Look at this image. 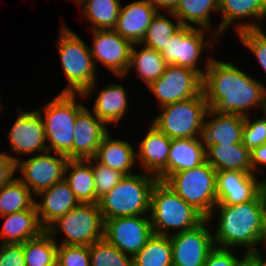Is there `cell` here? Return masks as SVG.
<instances>
[{
	"instance_id": "cell-1",
	"label": "cell",
	"mask_w": 266,
	"mask_h": 266,
	"mask_svg": "<svg viewBox=\"0 0 266 266\" xmlns=\"http://www.w3.org/2000/svg\"><path fill=\"white\" fill-rule=\"evenodd\" d=\"M202 91L208 108L218 114L248 116L257 107L266 112V86L233 62L213 56L203 76Z\"/></svg>"
},
{
	"instance_id": "cell-2",
	"label": "cell",
	"mask_w": 266,
	"mask_h": 266,
	"mask_svg": "<svg viewBox=\"0 0 266 266\" xmlns=\"http://www.w3.org/2000/svg\"><path fill=\"white\" fill-rule=\"evenodd\" d=\"M216 212L218 223L213 231L216 247L234 250L243 247L247 255L261 252L257 246L264 244L266 236V187L251 201L236 205L217 203L207 218L211 223Z\"/></svg>"
},
{
	"instance_id": "cell-3",
	"label": "cell",
	"mask_w": 266,
	"mask_h": 266,
	"mask_svg": "<svg viewBox=\"0 0 266 266\" xmlns=\"http://www.w3.org/2000/svg\"><path fill=\"white\" fill-rule=\"evenodd\" d=\"M57 48L68 85L61 93L88 98L97 89L96 66L88 46L65 22L62 23Z\"/></svg>"
},
{
	"instance_id": "cell-4",
	"label": "cell",
	"mask_w": 266,
	"mask_h": 266,
	"mask_svg": "<svg viewBox=\"0 0 266 266\" xmlns=\"http://www.w3.org/2000/svg\"><path fill=\"white\" fill-rule=\"evenodd\" d=\"M149 213L154 234L164 236L195 228L205 219L199 211L160 180L152 187Z\"/></svg>"
},
{
	"instance_id": "cell-5",
	"label": "cell",
	"mask_w": 266,
	"mask_h": 266,
	"mask_svg": "<svg viewBox=\"0 0 266 266\" xmlns=\"http://www.w3.org/2000/svg\"><path fill=\"white\" fill-rule=\"evenodd\" d=\"M157 180V177L145 172L125 175L98 200L103 220L148 214L151 190Z\"/></svg>"
},
{
	"instance_id": "cell-6",
	"label": "cell",
	"mask_w": 266,
	"mask_h": 266,
	"mask_svg": "<svg viewBox=\"0 0 266 266\" xmlns=\"http://www.w3.org/2000/svg\"><path fill=\"white\" fill-rule=\"evenodd\" d=\"M78 94L59 93L37 110L44 122L48 151L73 159L74 124L77 115L85 108L76 102ZM44 114H43V113Z\"/></svg>"
},
{
	"instance_id": "cell-7",
	"label": "cell",
	"mask_w": 266,
	"mask_h": 266,
	"mask_svg": "<svg viewBox=\"0 0 266 266\" xmlns=\"http://www.w3.org/2000/svg\"><path fill=\"white\" fill-rule=\"evenodd\" d=\"M159 115L150 122L170 139L201 138L208 111L204 93L187 100L161 106Z\"/></svg>"
},
{
	"instance_id": "cell-8",
	"label": "cell",
	"mask_w": 266,
	"mask_h": 266,
	"mask_svg": "<svg viewBox=\"0 0 266 266\" xmlns=\"http://www.w3.org/2000/svg\"><path fill=\"white\" fill-rule=\"evenodd\" d=\"M216 170L207 162L169 175L163 182L208 218L217 204Z\"/></svg>"
},
{
	"instance_id": "cell-9",
	"label": "cell",
	"mask_w": 266,
	"mask_h": 266,
	"mask_svg": "<svg viewBox=\"0 0 266 266\" xmlns=\"http://www.w3.org/2000/svg\"><path fill=\"white\" fill-rule=\"evenodd\" d=\"M46 231L55 240L63 234L59 245L89 246L104 236V220L98 203H79L54 221Z\"/></svg>"
},
{
	"instance_id": "cell-10",
	"label": "cell",
	"mask_w": 266,
	"mask_h": 266,
	"mask_svg": "<svg viewBox=\"0 0 266 266\" xmlns=\"http://www.w3.org/2000/svg\"><path fill=\"white\" fill-rule=\"evenodd\" d=\"M206 33L204 28L183 26L176 35L171 37V41L161 53L166 64L192 69L203 78L213 57H207L204 61V69L198 67L200 57L206 48H213L214 41L218 38L216 34L212 33L206 40Z\"/></svg>"
},
{
	"instance_id": "cell-11",
	"label": "cell",
	"mask_w": 266,
	"mask_h": 266,
	"mask_svg": "<svg viewBox=\"0 0 266 266\" xmlns=\"http://www.w3.org/2000/svg\"><path fill=\"white\" fill-rule=\"evenodd\" d=\"M203 78L192 69L167 65L164 73L154 81L148 90L155 95L158 106L183 101L200 95Z\"/></svg>"
},
{
	"instance_id": "cell-12",
	"label": "cell",
	"mask_w": 266,
	"mask_h": 266,
	"mask_svg": "<svg viewBox=\"0 0 266 266\" xmlns=\"http://www.w3.org/2000/svg\"><path fill=\"white\" fill-rule=\"evenodd\" d=\"M210 224L205 218L195 228L170 235L173 266H204L215 248Z\"/></svg>"
},
{
	"instance_id": "cell-13",
	"label": "cell",
	"mask_w": 266,
	"mask_h": 266,
	"mask_svg": "<svg viewBox=\"0 0 266 266\" xmlns=\"http://www.w3.org/2000/svg\"><path fill=\"white\" fill-rule=\"evenodd\" d=\"M154 232L150 216L136 215L104 220V238L132 258L145 246Z\"/></svg>"
},
{
	"instance_id": "cell-14",
	"label": "cell",
	"mask_w": 266,
	"mask_h": 266,
	"mask_svg": "<svg viewBox=\"0 0 266 266\" xmlns=\"http://www.w3.org/2000/svg\"><path fill=\"white\" fill-rule=\"evenodd\" d=\"M46 151L32 155L26 160L16 162L18 177L29 190L37 195L40 191L50 188L54 183L64 179L65 168L69 158L65 155ZM57 154V155H56Z\"/></svg>"
},
{
	"instance_id": "cell-15",
	"label": "cell",
	"mask_w": 266,
	"mask_h": 266,
	"mask_svg": "<svg viewBox=\"0 0 266 266\" xmlns=\"http://www.w3.org/2000/svg\"><path fill=\"white\" fill-rule=\"evenodd\" d=\"M18 116L8 133L10 141L11 155L10 158L17 162L20 157L18 155H34L48 151L46 141L45 127L40 112L35 109L32 111H23L18 109Z\"/></svg>"
},
{
	"instance_id": "cell-16",
	"label": "cell",
	"mask_w": 266,
	"mask_h": 266,
	"mask_svg": "<svg viewBox=\"0 0 266 266\" xmlns=\"http://www.w3.org/2000/svg\"><path fill=\"white\" fill-rule=\"evenodd\" d=\"M90 53L96 63H102L116 77H127L132 44L115 30H92Z\"/></svg>"
},
{
	"instance_id": "cell-17",
	"label": "cell",
	"mask_w": 266,
	"mask_h": 266,
	"mask_svg": "<svg viewBox=\"0 0 266 266\" xmlns=\"http://www.w3.org/2000/svg\"><path fill=\"white\" fill-rule=\"evenodd\" d=\"M257 178L255 173L217 171V203L236 205L253 200L266 187V180Z\"/></svg>"
},
{
	"instance_id": "cell-18",
	"label": "cell",
	"mask_w": 266,
	"mask_h": 266,
	"mask_svg": "<svg viewBox=\"0 0 266 266\" xmlns=\"http://www.w3.org/2000/svg\"><path fill=\"white\" fill-rule=\"evenodd\" d=\"M218 13L222 15L221 23L213 33L219 38L231 28V24H235L236 20H239L235 26L237 33L248 29H258L261 28L258 22H262L266 17V0H219ZM249 17L258 22L250 21V19L245 22L244 19Z\"/></svg>"
},
{
	"instance_id": "cell-19",
	"label": "cell",
	"mask_w": 266,
	"mask_h": 266,
	"mask_svg": "<svg viewBox=\"0 0 266 266\" xmlns=\"http://www.w3.org/2000/svg\"><path fill=\"white\" fill-rule=\"evenodd\" d=\"M147 133L138 144L136 159L141 169L164 181L167 178V160L171 146V139L153 124L147 127Z\"/></svg>"
},
{
	"instance_id": "cell-20",
	"label": "cell",
	"mask_w": 266,
	"mask_h": 266,
	"mask_svg": "<svg viewBox=\"0 0 266 266\" xmlns=\"http://www.w3.org/2000/svg\"><path fill=\"white\" fill-rule=\"evenodd\" d=\"M108 127L85 107L74 124L73 159L94 158Z\"/></svg>"
},
{
	"instance_id": "cell-21",
	"label": "cell",
	"mask_w": 266,
	"mask_h": 266,
	"mask_svg": "<svg viewBox=\"0 0 266 266\" xmlns=\"http://www.w3.org/2000/svg\"><path fill=\"white\" fill-rule=\"evenodd\" d=\"M37 196H42L41 201L35 202V205L39 221L45 230L59 217L79 204L64 179L40 191Z\"/></svg>"
},
{
	"instance_id": "cell-22",
	"label": "cell",
	"mask_w": 266,
	"mask_h": 266,
	"mask_svg": "<svg viewBox=\"0 0 266 266\" xmlns=\"http://www.w3.org/2000/svg\"><path fill=\"white\" fill-rule=\"evenodd\" d=\"M158 10L148 0L121 5L114 30L131 44L141 43Z\"/></svg>"
},
{
	"instance_id": "cell-23",
	"label": "cell",
	"mask_w": 266,
	"mask_h": 266,
	"mask_svg": "<svg viewBox=\"0 0 266 266\" xmlns=\"http://www.w3.org/2000/svg\"><path fill=\"white\" fill-rule=\"evenodd\" d=\"M244 123L245 116L218 114L208 109L203 123L202 141L204 144L241 143Z\"/></svg>"
},
{
	"instance_id": "cell-24",
	"label": "cell",
	"mask_w": 266,
	"mask_h": 266,
	"mask_svg": "<svg viewBox=\"0 0 266 266\" xmlns=\"http://www.w3.org/2000/svg\"><path fill=\"white\" fill-rule=\"evenodd\" d=\"M1 217L5 220L0 232V243L22 244L45 231L39 221L36 205Z\"/></svg>"
},
{
	"instance_id": "cell-25",
	"label": "cell",
	"mask_w": 266,
	"mask_h": 266,
	"mask_svg": "<svg viewBox=\"0 0 266 266\" xmlns=\"http://www.w3.org/2000/svg\"><path fill=\"white\" fill-rule=\"evenodd\" d=\"M206 161L216 171H241L253 173L250 150L241 143L204 144Z\"/></svg>"
},
{
	"instance_id": "cell-26",
	"label": "cell",
	"mask_w": 266,
	"mask_h": 266,
	"mask_svg": "<svg viewBox=\"0 0 266 266\" xmlns=\"http://www.w3.org/2000/svg\"><path fill=\"white\" fill-rule=\"evenodd\" d=\"M119 83H109L98 91L92 112L105 125L118 124L128 112V93Z\"/></svg>"
},
{
	"instance_id": "cell-27",
	"label": "cell",
	"mask_w": 266,
	"mask_h": 266,
	"mask_svg": "<svg viewBox=\"0 0 266 266\" xmlns=\"http://www.w3.org/2000/svg\"><path fill=\"white\" fill-rule=\"evenodd\" d=\"M94 159L124 175L133 174L136 164V149L126 140L113 139L110 131L102 138Z\"/></svg>"
},
{
	"instance_id": "cell-28",
	"label": "cell",
	"mask_w": 266,
	"mask_h": 266,
	"mask_svg": "<svg viewBox=\"0 0 266 266\" xmlns=\"http://www.w3.org/2000/svg\"><path fill=\"white\" fill-rule=\"evenodd\" d=\"M206 161L202 138L171 139L167 160V177L173 173L199 166Z\"/></svg>"
},
{
	"instance_id": "cell-29",
	"label": "cell",
	"mask_w": 266,
	"mask_h": 266,
	"mask_svg": "<svg viewBox=\"0 0 266 266\" xmlns=\"http://www.w3.org/2000/svg\"><path fill=\"white\" fill-rule=\"evenodd\" d=\"M64 180L79 203H96L92 159H69L65 168Z\"/></svg>"
},
{
	"instance_id": "cell-30",
	"label": "cell",
	"mask_w": 266,
	"mask_h": 266,
	"mask_svg": "<svg viewBox=\"0 0 266 266\" xmlns=\"http://www.w3.org/2000/svg\"><path fill=\"white\" fill-rule=\"evenodd\" d=\"M141 45V50H137L135 46ZM167 64L161 53L153 48L147 47L144 44H132L130 51V64L127 76L132 68L135 67V73L141 78L145 85L150 86L156 81L165 71Z\"/></svg>"
},
{
	"instance_id": "cell-31",
	"label": "cell",
	"mask_w": 266,
	"mask_h": 266,
	"mask_svg": "<svg viewBox=\"0 0 266 266\" xmlns=\"http://www.w3.org/2000/svg\"><path fill=\"white\" fill-rule=\"evenodd\" d=\"M218 11L219 0H180L173 13L185 27L196 28L198 25V28L211 31L210 16Z\"/></svg>"
},
{
	"instance_id": "cell-32",
	"label": "cell",
	"mask_w": 266,
	"mask_h": 266,
	"mask_svg": "<svg viewBox=\"0 0 266 266\" xmlns=\"http://www.w3.org/2000/svg\"><path fill=\"white\" fill-rule=\"evenodd\" d=\"M167 14L176 19V23L166 17L164 13L162 14V11H158L152 19L140 44L153 48L159 53L165 50L167 44L171 41V37L176 35L183 27L173 12H167Z\"/></svg>"
},
{
	"instance_id": "cell-33",
	"label": "cell",
	"mask_w": 266,
	"mask_h": 266,
	"mask_svg": "<svg viewBox=\"0 0 266 266\" xmlns=\"http://www.w3.org/2000/svg\"><path fill=\"white\" fill-rule=\"evenodd\" d=\"M132 266H173L170 236L153 234L132 258Z\"/></svg>"
},
{
	"instance_id": "cell-34",
	"label": "cell",
	"mask_w": 266,
	"mask_h": 266,
	"mask_svg": "<svg viewBox=\"0 0 266 266\" xmlns=\"http://www.w3.org/2000/svg\"><path fill=\"white\" fill-rule=\"evenodd\" d=\"M57 239L45 230L38 237L23 243L26 266H56Z\"/></svg>"
},
{
	"instance_id": "cell-35",
	"label": "cell",
	"mask_w": 266,
	"mask_h": 266,
	"mask_svg": "<svg viewBox=\"0 0 266 266\" xmlns=\"http://www.w3.org/2000/svg\"><path fill=\"white\" fill-rule=\"evenodd\" d=\"M33 193L17 177L0 189V215L4 216L31 209L37 200Z\"/></svg>"
},
{
	"instance_id": "cell-36",
	"label": "cell",
	"mask_w": 266,
	"mask_h": 266,
	"mask_svg": "<svg viewBox=\"0 0 266 266\" xmlns=\"http://www.w3.org/2000/svg\"><path fill=\"white\" fill-rule=\"evenodd\" d=\"M91 266H132V257L122 253L104 237L89 245Z\"/></svg>"
},
{
	"instance_id": "cell-37",
	"label": "cell",
	"mask_w": 266,
	"mask_h": 266,
	"mask_svg": "<svg viewBox=\"0 0 266 266\" xmlns=\"http://www.w3.org/2000/svg\"><path fill=\"white\" fill-rule=\"evenodd\" d=\"M92 172L94 175V185L96 190V203H98V200L113 189L125 176L117 170L98 163L94 158H92Z\"/></svg>"
},
{
	"instance_id": "cell-38",
	"label": "cell",
	"mask_w": 266,
	"mask_h": 266,
	"mask_svg": "<svg viewBox=\"0 0 266 266\" xmlns=\"http://www.w3.org/2000/svg\"><path fill=\"white\" fill-rule=\"evenodd\" d=\"M56 266H91L89 246L58 245Z\"/></svg>"
},
{
	"instance_id": "cell-39",
	"label": "cell",
	"mask_w": 266,
	"mask_h": 266,
	"mask_svg": "<svg viewBox=\"0 0 266 266\" xmlns=\"http://www.w3.org/2000/svg\"><path fill=\"white\" fill-rule=\"evenodd\" d=\"M242 44L253 52L266 73V34L263 29H248L237 33Z\"/></svg>"
},
{
	"instance_id": "cell-40",
	"label": "cell",
	"mask_w": 266,
	"mask_h": 266,
	"mask_svg": "<svg viewBox=\"0 0 266 266\" xmlns=\"http://www.w3.org/2000/svg\"><path fill=\"white\" fill-rule=\"evenodd\" d=\"M252 120L250 115L245 116L242 131V143L250 151L266 143V112H264L263 117Z\"/></svg>"
},
{
	"instance_id": "cell-41",
	"label": "cell",
	"mask_w": 266,
	"mask_h": 266,
	"mask_svg": "<svg viewBox=\"0 0 266 266\" xmlns=\"http://www.w3.org/2000/svg\"><path fill=\"white\" fill-rule=\"evenodd\" d=\"M246 256V253H242V257L238 258L231 249L215 246L209 253L204 266H238Z\"/></svg>"
},
{
	"instance_id": "cell-42",
	"label": "cell",
	"mask_w": 266,
	"mask_h": 266,
	"mask_svg": "<svg viewBox=\"0 0 266 266\" xmlns=\"http://www.w3.org/2000/svg\"><path fill=\"white\" fill-rule=\"evenodd\" d=\"M0 266H26L23 243H0Z\"/></svg>"
},
{
	"instance_id": "cell-43",
	"label": "cell",
	"mask_w": 266,
	"mask_h": 266,
	"mask_svg": "<svg viewBox=\"0 0 266 266\" xmlns=\"http://www.w3.org/2000/svg\"><path fill=\"white\" fill-rule=\"evenodd\" d=\"M16 172V162L8 153L0 152V189L15 177Z\"/></svg>"
},
{
	"instance_id": "cell-44",
	"label": "cell",
	"mask_w": 266,
	"mask_h": 266,
	"mask_svg": "<svg viewBox=\"0 0 266 266\" xmlns=\"http://www.w3.org/2000/svg\"><path fill=\"white\" fill-rule=\"evenodd\" d=\"M252 172H260L261 166L266 167V143L250 151ZM260 167V168H259Z\"/></svg>"
},
{
	"instance_id": "cell-45",
	"label": "cell",
	"mask_w": 266,
	"mask_h": 266,
	"mask_svg": "<svg viewBox=\"0 0 266 266\" xmlns=\"http://www.w3.org/2000/svg\"><path fill=\"white\" fill-rule=\"evenodd\" d=\"M158 11L165 9L166 12H173L180 0H148Z\"/></svg>"
},
{
	"instance_id": "cell-46",
	"label": "cell",
	"mask_w": 266,
	"mask_h": 266,
	"mask_svg": "<svg viewBox=\"0 0 266 266\" xmlns=\"http://www.w3.org/2000/svg\"><path fill=\"white\" fill-rule=\"evenodd\" d=\"M238 266H263V264L257 255H247Z\"/></svg>"
},
{
	"instance_id": "cell-47",
	"label": "cell",
	"mask_w": 266,
	"mask_h": 266,
	"mask_svg": "<svg viewBox=\"0 0 266 266\" xmlns=\"http://www.w3.org/2000/svg\"><path fill=\"white\" fill-rule=\"evenodd\" d=\"M262 254H263L262 252L261 253L259 252L257 256L262 260L263 266H266V258L263 257L265 254L263 255Z\"/></svg>"
},
{
	"instance_id": "cell-48",
	"label": "cell",
	"mask_w": 266,
	"mask_h": 266,
	"mask_svg": "<svg viewBox=\"0 0 266 266\" xmlns=\"http://www.w3.org/2000/svg\"><path fill=\"white\" fill-rule=\"evenodd\" d=\"M3 104L0 102V110L2 109L3 110Z\"/></svg>"
},
{
	"instance_id": "cell-49",
	"label": "cell",
	"mask_w": 266,
	"mask_h": 266,
	"mask_svg": "<svg viewBox=\"0 0 266 266\" xmlns=\"http://www.w3.org/2000/svg\"><path fill=\"white\" fill-rule=\"evenodd\" d=\"M265 245V248H266V236H265V241H264V244H263V246Z\"/></svg>"
}]
</instances>
